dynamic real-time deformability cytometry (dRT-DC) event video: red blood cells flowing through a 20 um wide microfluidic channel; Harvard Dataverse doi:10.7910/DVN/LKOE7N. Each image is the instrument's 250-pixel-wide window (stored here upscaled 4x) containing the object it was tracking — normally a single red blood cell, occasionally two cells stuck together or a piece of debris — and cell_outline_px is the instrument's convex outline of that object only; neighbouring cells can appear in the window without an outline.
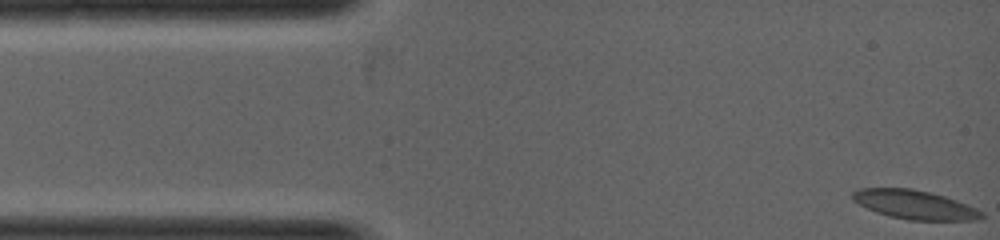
{"species": "common noctule bat (a hibernating species)", "species_latin": "Nyctalus noctula", "temperature_condition": "warm", "stored_images_in_passage": 3, "camera_frame_rate_fps": 5000, "um_per_image_px": 0.085, "animal": {"sex": "female", "body_mass_g": 19.0, "forearm_length_mm": 53.3}, "frame": {"image": 1, "passage_image": 1, "time_ms": 0.0, "image_size_px": [1000, 240], "cell_outline_px": [[984, 216], [980, 220], [908, 220], [876, 212], [852, 200], [852, 192], [860, 188], [912, 188], [944, 196], [956, 200], [976, 208], [984, 212]], "centroid_in_image_um": [77.77, 17.39], "position_along_channel_um": 7.2, "area_um2": 21.62}}
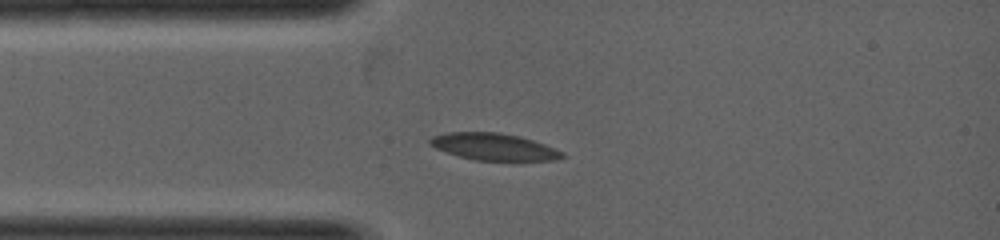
{"frame": {"image": 2, "passage_image": 3, "time_ms": 1.4, "image_size_px": [1000, 240], "cell_outline_px": [[568, 156], [556, 160], [512, 164], [476, 160], [460, 156], [436, 148], [428, 144], [428, 140], [432, 136], [448, 132], [500, 132], [520, 136], [544, 144], [564, 152]], "centroid_in_image_um": [42.09, 12.53], "position_along_channel_um": 42.9, "area_um2": 21.85}}